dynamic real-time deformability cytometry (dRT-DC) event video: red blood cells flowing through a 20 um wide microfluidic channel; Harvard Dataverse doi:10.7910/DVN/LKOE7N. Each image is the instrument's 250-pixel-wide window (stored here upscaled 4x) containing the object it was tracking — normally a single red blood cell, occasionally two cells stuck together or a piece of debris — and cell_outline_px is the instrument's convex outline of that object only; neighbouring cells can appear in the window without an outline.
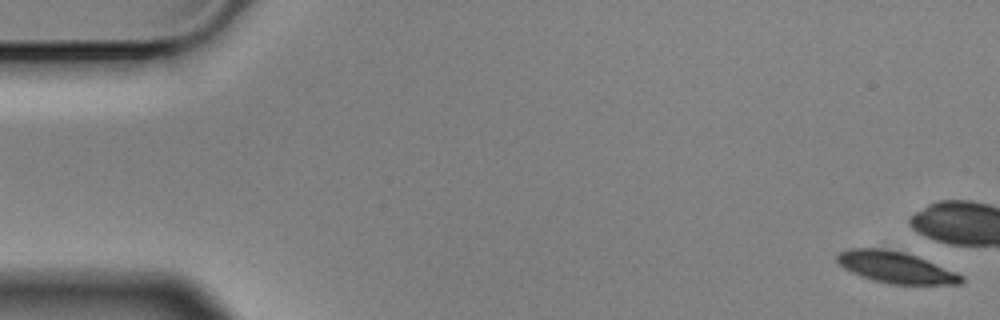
{"species": "Egyptian fruit bat (a non-hibernating species)", "species_latin": "Rousettus aegyptiacus", "temperature_condition": "cold", "stored_images_in_passage": 8, "camera_frame_rate_fps": 3000, "um_per_image_px": 0.085, "animal": {"sex": "male"}, "frame": {"image": 1, "passage_image": 1, "time_ms": 0.0, "image_size_px": [1000, 320], "cell_outline_px": [[964, 280], [960, 284], [888, 284], [872, 280], [860, 276], [844, 268], [836, 260], [836, 256], [840, 252], [848, 248], [880, 248], [904, 252], [916, 256], [956, 272], [964, 276]], "centroid_in_image_um": [76.12, 22.73], "position_along_channel_um": 8.9, "area_um2": 22.66}}